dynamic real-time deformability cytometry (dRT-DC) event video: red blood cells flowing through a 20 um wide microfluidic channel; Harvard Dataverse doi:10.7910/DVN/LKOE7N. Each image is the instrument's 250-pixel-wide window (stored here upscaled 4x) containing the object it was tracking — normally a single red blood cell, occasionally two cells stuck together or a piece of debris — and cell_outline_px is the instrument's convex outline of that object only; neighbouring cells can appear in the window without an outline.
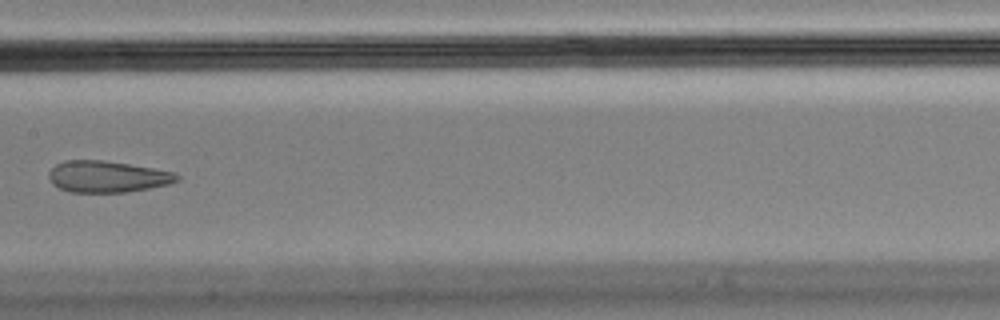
{"species": "Egyptian fruit bat (a non-hibernating species)", "species_latin": "Rousettus aegyptiacus", "temperature_condition": "cold", "stored_images_in_passage": 14, "camera_frame_rate_fps": 3000, "um_per_image_px": 0.085, "animal": {"sex": "male"}, "frame": {"image": 1, "passage_image": 8, "time_ms": 2.333, "image_size_px": [1000, 320], "cell_outline_px": [[180, 180], [168, 184], [148, 188], [124, 192], [72, 192], [60, 188], [52, 184], [48, 176], [48, 172], [56, 164], [64, 160], [104, 160], [152, 168], [172, 172], [180, 176]], "centroid_in_image_um": [9.09, 15.01], "position_along_channel_um": 198.3, "area_um2": 23.35}}